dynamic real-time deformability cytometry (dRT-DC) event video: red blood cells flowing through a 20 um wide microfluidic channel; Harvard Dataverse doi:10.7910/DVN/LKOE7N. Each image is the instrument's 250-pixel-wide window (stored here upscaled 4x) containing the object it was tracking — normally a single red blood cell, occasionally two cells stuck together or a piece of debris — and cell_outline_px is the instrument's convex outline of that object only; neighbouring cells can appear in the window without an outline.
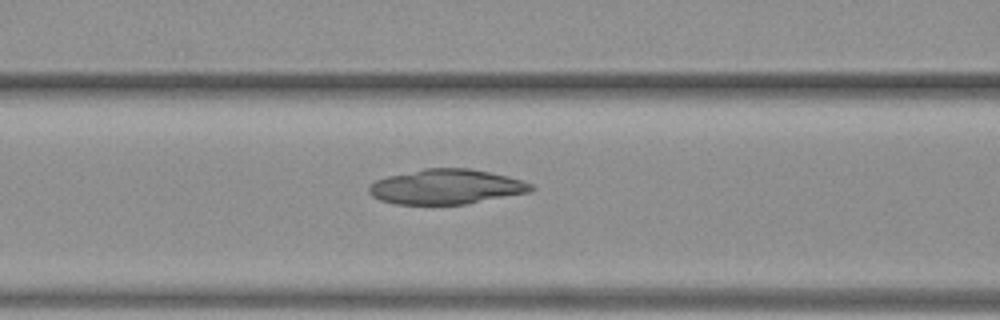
{"species": "common noctule bat (a hibernating species)", "species_latin": "Nyctalus noctula", "temperature_condition": "warm", "stored_images_in_passage": 30, "camera_frame_rate_fps": 3000, "um_per_image_px": 0.085, "animal": {"sex": "female", "body_mass_g": 19.3, "forearm_length_mm": 54.1}, "frame": {"image": 1, "passage_image": 22, "time_ms": 7.0, "image_size_px": [1000, 320], "cell_outline_px": [[536, 188], [528, 192], [464, 204], [392, 204], [380, 200], [372, 196], [368, 192], [368, 184], [376, 180], [388, 176], [424, 168], [468, 168], [508, 176], [532, 184]], "centroid_in_image_um": [37.87, 15.87], "position_along_channel_um": 128.7, "area_um2": 32.83}}
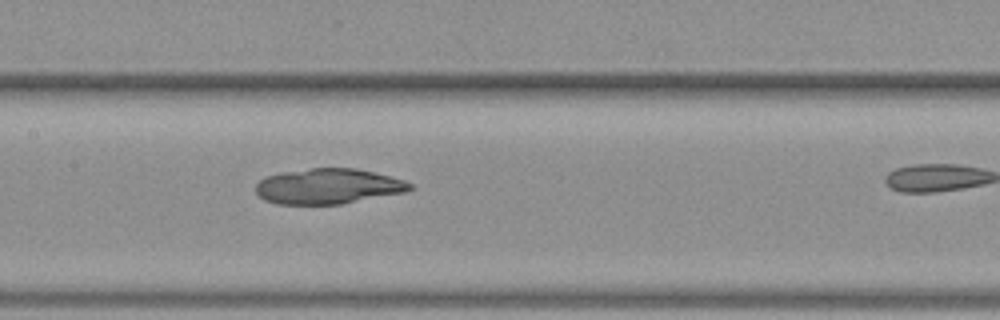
{"frame": {"image": 2, "passage_image": 26, "time_ms": 8.333, "image_size_px": [1000, 320], "cell_outline_px": [[412, 188], [404, 192], [340, 204], [276, 204], [264, 200], [256, 192], [256, 184], [264, 176], [280, 172], [312, 168], [356, 168], [404, 180], [412, 184]], "centroid_in_image_um": [27.84, 15.83], "position_along_channel_um": 179.6, "area_um2": 31.62}}